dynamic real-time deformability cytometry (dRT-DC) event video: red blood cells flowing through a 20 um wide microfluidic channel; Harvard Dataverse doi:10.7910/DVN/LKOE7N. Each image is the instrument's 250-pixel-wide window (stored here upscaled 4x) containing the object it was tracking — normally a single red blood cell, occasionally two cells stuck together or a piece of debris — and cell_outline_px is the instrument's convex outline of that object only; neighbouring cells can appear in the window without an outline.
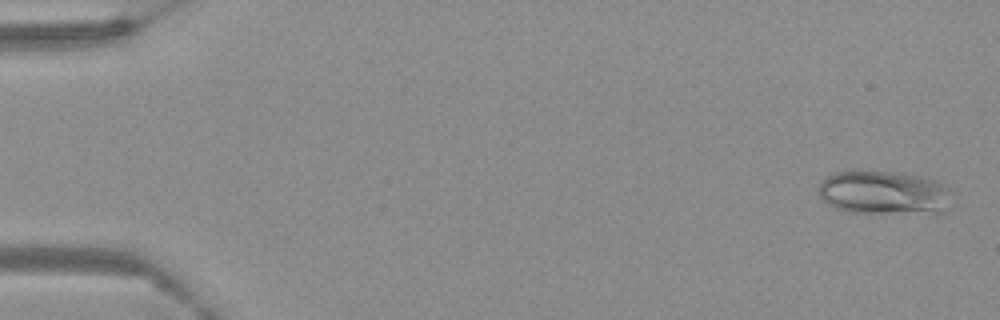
{"species": "Egyptian fruit bat (a non-hibernating species)", "species_latin": "Rousettus aegyptiacus", "temperature_condition": "warm", "stored_images_in_passage": 61, "camera_frame_rate_fps": 3000, "um_per_image_px": 0.085, "frame": {"image": 1, "passage_image": 2, "time_ms": 0.333, "image_size_px": [1000, 320], "cell_outline_px": [[944, 216], [936, 216], [848, 212], [836, 208], [828, 204], [820, 196], [820, 180], [836, 172], [852, 168], [888, 172], [916, 176], [932, 180], [940, 184], [944, 188]], "centroid_in_image_um": [75.03, 16.42], "position_along_channel_um": 10.0, "area_um2": 34.33}}
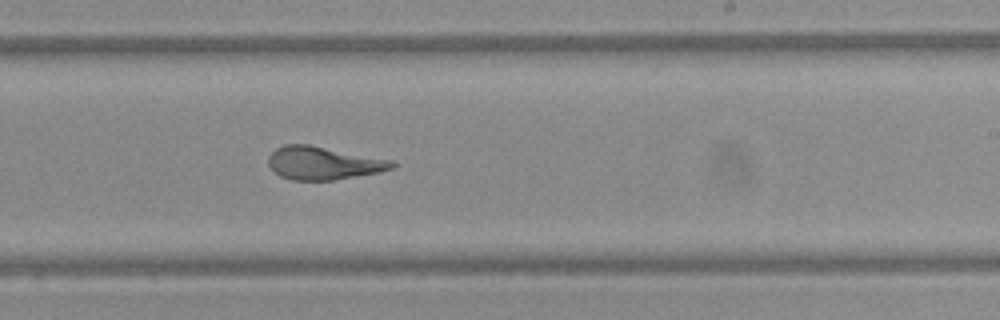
{"frame": {"image": 2, "passage_image": 38, "time_ms": 12.333, "image_size_px": [1000, 320], "cell_outline_px": [[396, 168], [380, 172], [332, 180], [292, 180], [280, 176], [268, 164], [268, 156], [276, 148], [284, 144], [308, 144], [392, 160], [396, 164]], "centroid_in_image_um": [27.49, 13.86], "position_along_channel_um": 261.5, "area_um2": 23.76}}
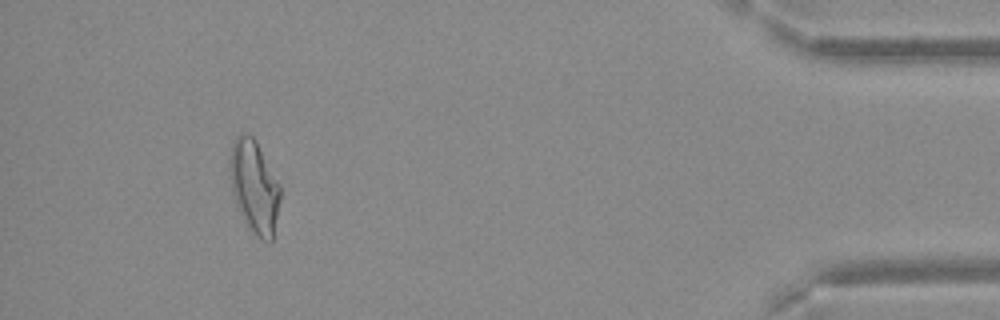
{"frame": {"image": 3, "passage_image": 57, "time_ms": 18.667, "image_size_px": [1000, 320], "cell_outline_px": [[280, 200], [272, 244], [260, 240], [248, 228], [236, 204], [232, 192], [228, 176], [228, 156], [232, 140], [240, 132], [244, 132], [252, 136], [256, 140], [280, 184]], "centroid_in_image_um": [21.58, 15.84], "position_along_channel_um": 413.6, "area_um2": 28.09}}